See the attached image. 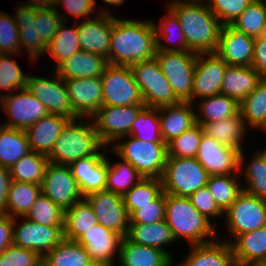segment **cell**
<instances>
[{"mask_svg":"<svg viewBox=\"0 0 266 266\" xmlns=\"http://www.w3.org/2000/svg\"><path fill=\"white\" fill-rule=\"evenodd\" d=\"M0 266H43V258L30 249L10 245L0 254Z\"/></svg>","mask_w":266,"mask_h":266,"instance_id":"56","label":"cell"},{"mask_svg":"<svg viewBox=\"0 0 266 266\" xmlns=\"http://www.w3.org/2000/svg\"><path fill=\"white\" fill-rule=\"evenodd\" d=\"M228 65L216 53H198L192 85V103L220 94L225 69Z\"/></svg>","mask_w":266,"mask_h":266,"instance_id":"19","label":"cell"},{"mask_svg":"<svg viewBox=\"0 0 266 266\" xmlns=\"http://www.w3.org/2000/svg\"><path fill=\"white\" fill-rule=\"evenodd\" d=\"M64 8L68 15L65 11H61ZM56 10L67 22L70 20L69 15L74 18L73 22H78L92 19L99 14L95 0H58Z\"/></svg>","mask_w":266,"mask_h":266,"instance_id":"53","label":"cell"},{"mask_svg":"<svg viewBox=\"0 0 266 266\" xmlns=\"http://www.w3.org/2000/svg\"><path fill=\"white\" fill-rule=\"evenodd\" d=\"M209 177L196 158L167 157L161 181L165 193L190 197L207 185Z\"/></svg>","mask_w":266,"mask_h":266,"instance_id":"6","label":"cell"},{"mask_svg":"<svg viewBox=\"0 0 266 266\" xmlns=\"http://www.w3.org/2000/svg\"><path fill=\"white\" fill-rule=\"evenodd\" d=\"M247 266H266V261H256L247 264Z\"/></svg>","mask_w":266,"mask_h":266,"instance_id":"64","label":"cell"},{"mask_svg":"<svg viewBox=\"0 0 266 266\" xmlns=\"http://www.w3.org/2000/svg\"><path fill=\"white\" fill-rule=\"evenodd\" d=\"M31 152L25 130L0 124V166L11 168Z\"/></svg>","mask_w":266,"mask_h":266,"instance_id":"39","label":"cell"},{"mask_svg":"<svg viewBox=\"0 0 266 266\" xmlns=\"http://www.w3.org/2000/svg\"><path fill=\"white\" fill-rule=\"evenodd\" d=\"M145 104L103 105L91 118L102 143L109 147L117 139L130 135L131 126Z\"/></svg>","mask_w":266,"mask_h":266,"instance_id":"13","label":"cell"},{"mask_svg":"<svg viewBox=\"0 0 266 266\" xmlns=\"http://www.w3.org/2000/svg\"><path fill=\"white\" fill-rule=\"evenodd\" d=\"M37 34L48 45L64 22L56 8L36 9Z\"/></svg>","mask_w":266,"mask_h":266,"instance_id":"57","label":"cell"},{"mask_svg":"<svg viewBox=\"0 0 266 266\" xmlns=\"http://www.w3.org/2000/svg\"><path fill=\"white\" fill-rule=\"evenodd\" d=\"M11 182L10 169L0 166V213L6 214L7 194Z\"/></svg>","mask_w":266,"mask_h":266,"instance_id":"61","label":"cell"},{"mask_svg":"<svg viewBox=\"0 0 266 266\" xmlns=\"http://www.w3.org/2000/svg\"><path fill=\"white\" fill-rule=\"evenodd\" d=\"M41 192L64 211L84 198L69 165L51 162L46 167Z\"/></svg>","mask_w":266,"mask_h":266,"instance_id":"15","label":"cell"},{"mask_svg":"<svg viewBox=\"0 0 266 266\" xmlns=\"http://www.w3.org/2000/svg\"><path fill=\"white\" fill-rule=\"evenodd\" d=\"M255 38L223 25L215 53L229 66H252Z\"/></svg>","mask_w":266,"mask_h":266,"instance_id":"22","label":"cell"},{"mask_svg":"<svg viewBox=\"0 0 266 266\" xmlns=\"http://www.w3.org/2000/svg\"><path fill=\"white\" fill-rule=\"evenodd\" d=\"M155 30L151 19L135 20L133 18L112 15V32L108 63L110 65L130 66L136 62L155 58Z\"/></svg>","mask_w":266,"mask_h":266,"instance_id":"1","label":"cell"},{"mask_svg":"<svg viewBox=\"0 0 266 266\" xmlns=\"http://www.w3.org/2000/svg\"><path fill=\"white\" fill-rule=\"evenodd\" d=\"M206 186L223 212L243 192V185L239 175L210 176Z\"/></svg>","mask_w":266,"mask_h":266,"instance_id":"45","label":"cell"},{"mask_svg":"<svg viewBox=\"0 0 266 266\" xmlns=\"http://www.w3.org/2000/svg\"><path fill=\"white\" fill-rule=\"evenodd\" d=\"M25 217L46 226H64L65 211L41 193Z\"/></svg>","mask_w":266,"mask_h":266,"instance_id":"51","label":"cell"},{"mask_svg":"<svg viewBox=\"0 0 266 266\" xmlns=\"http://www.w3.org/2000/svg\"><path fill=\"white\" fill-rule=\"evenodd\" d=\"M262 80L252 66H227L220 94L236 99L239 103L253 92Z\"/></svg>","mask_w":266,"mask_h":266,"instance_id":"31","label":"cell"},{"mask_svg":"<svg viewBox=\"0 0 266 266\" xmlns=\"http://www.w3.org/2000/svg\"><path fill=\"white\" fill-rule=\"evenodd\" d=\"M165 221L177 241L205 244L218 238V229L192 205L189 197L166 193Z\"/></svg>","mask_w":266,"mask_h":266,"instance_id":"3","label":"cell"},{"mask_svg":"<svg viewBox=\"0 0 266 266\" xmlns=\"http://www.w3.org/2000/svg\"><path fill=\"white\" fill-rule=\"evenodd\" d=\"M239 32L253 38L266 33V0H254L230 24Z\"/></svg>","mask_w":266,"mask_h":266,"instance_id":"46","label":"cell"},{"mask_svg":"<svg viewBox=\"0 0 266 266\" xmlns=\"http://www.w3.org/2000/svg\"><path fill=\"white\" fill-rule=\"evenodd\" d=\"M108 154L80 158L69 165L83 197L106 190Z\"/></svg>","mask_w":266,"mask_h":266,"instance_id":"24","label":"cell"},{"mask_svg":"<svg viewBox=\"0 0 266 266\" xmlns=\"http://www.w3.org/2000/svg\"><path fill=\"white\" fill-rule=\"evenodd\" d=\"M108 151L111 155L113 154V158L115 156L119 160L112 163L113 160L108 157L106 190L123 197L143 179V176L128 161L118 157L109 147Z\"/></svg>","mask_w":266,"mask_h":266,"instance_id":"37","label":"cell"},{"mask_svg":"<svg viewBox=\"0 0 266 266\" xmlns=\"http://www.w3.org/2000/svg\"><path fill=\"white\" fill-rule=\"evenodd\" d=\"M130 135L141 141L164 142L158 108L144 107L131 126Z\"/></svg>","mask_w":266,"mask_h":266,"instance_id":"49","label":"cell"},{"mask_svg":"<svg viewBox=\"0 0 266 266\" xmlns=\"http://www.w3.org/2000/svg\"><path fill=\"white\" fill-rule=\"evenodd\" d=\"M234 266H247V265H241V264L235 263Z\"/></svg>","mask_w":266,"mask_h":266,"instance_id":"67","label":"cell"},{"mask_svg":"<svg viewBox=\"0 0 266 266\" xmlns=\"http://www.w3.org/2000/svg\"><path fill=\"white\" fill-rule=\"evenodd\" d=\"M102 3H104V5H103V8H102V5H100V4H98L97 5V3H98V1L97 0H95V4H96V7H97V10H98V12H99V14H109V15H113V13L112 12H110V10L108 9V11H107V6L106 7H104L105 6V4H107V5H110V6H114V7H119V6H123V4H126L125 3V1H128V0H100ZM101 8V9H100Z\"/></svg>","mask_w":266,"mask_h":266,"instance_id":"63","label":"cell"},{"mask_svg":"<svg viewBox=\"0 0 266 266\" xmlns=\"http://www.w3.org/2000/svg\"><path fill=\"white\" fill-rule=\"evenodd\" d=\"M58 0H25L20 2L35 9L56 8Z\"/></svg>","mask_w":266,"mask_h":266,"instance_id":"62","label":"cell"},{"mask_svg":"<svg viewBox=\"0 0 266 266\" xmlns=\"http://www.w3.org/2000/svg\"><path fill=\"white\" fill-rule=\"evenodd\" d=\"M0 53L21 55L19 28L15 18L3 11L0 12Z\"/></svg>","mask_w":266,"mask_h":266,"instance_id":"52","label":"cell"},{"mask_svg":"<svg viewBox=\"0 0 266 266\" xmlns=\"http://www.w3.org/2000/svg\"><path fill=\"white\" fill-rule=\"evenodd\" d=\"M80 48L107 58L112 32V15L98 14L96 17L77 22Z\"/></svg>","mask_w":266,"mask_h":266,"instance_id":"23","label":"cell"},{"mask_svg":"<svg viewBox=\"0 0 266 266\" xmlns=\"http://www.w3.org/2000/svg\"><path fill=\"white\" fill-rule=\"evenodd\" d=\"M230 244L238 264L266 261V226L240 234Z\"/></svg>","mask_w":266,"mask_h":266,"instance_id":"36","label":"cell"},{"mask_svg":"<svg viewBox=\"0 0 266 266\" xmlns=\"http://www.w3.org/2000/svg\"><path fill=\"white\" fill-rule=\"evenodd\" d=\"M165 6L178 18L187 51L215 53L223 24L204 0H169Z\"/></svg>","mask_w":266,"mask_h":266,"instance_id":"2","label":"cell"},{"mask_svg":"<svg viewBox=\"0 0 266 266\" xmlns=\"http://www.w3.org/2000/svg\"><path fill=\"white\" fill-rule=\"evenodd\" d=\"M13 218L0 213V254L12 245Z\"/></svg>","mask_w":266,"mask_h":266,"instance_id":"60","label":"cell"},{"mask_svg":"<svg viewBox=\"0 0 266 266\" xmlns=\"http://www.w3.org/2000/svg\"><path fill=\"white\" fill-rule=\"evenodd\" d=\"M41 193V185L12 180L7 194L6 214L12 218L26 216Z\"/></svg>","mask_w":266,"mask_h":266,"instance_id":"42","label":"cell"},{"mask_svg":"<svg viewBox=\"0 0 266 266\" xmlns=\"http://www.w3.org/2000/svg\"><path fill=\"white\" fill-rule=\"evenodd\" d=\"M130 68L146 107L159 108L180 102L174 95L156 58L136 62L131 64Z\"/></svg>","mask_w":266,"mask_h":266,"instance_id":"8","label":"cell"},{"mask_svg":"<svg viewBox=\"0 0 266 266\" xmlns=\"http://www.w3.org/2000/svg\"><path fill=\"white\" fill-rule=\"evenodd\" d=\"M126 238L138 245L163 250L174 259V252L171 254L168 247H172L177 241L165 220L150 224L129 223Z\"/></svg>","mask_w":266,"mask_h":266,"instance_id":"30","label":"cell"},{"mask_svg":"<svg viewBox=\"0 0 266 266\" xmlns=\"http://www.w3.org/2000/svg\"><path fill=\"white\" fill-rule=\"evenodd\" d=\"M63 229L64 226L42 225L25 216L15 217L13 218L12 245L30 249L43 258L64 239Z\"/></svg>","mask_w":266,"mask_h":266,"instance_id":"11","label":"cell"},{"mask_svg":"<svg viewBox=\"0 0 266 266\" xmlns=\"http://www.w3.org/2000/svg\"><path fill=\"white\" fill-rule=\"evenodd\" d=\"M166 193L163 191L151 204L139 206L129 217L130 223L150 224L165 220Z\"/></svg>","mask_w":266,"mask_h":266,"instance_id":"58","label":"cell"},{"mask_svg":"<svg viewBox=\"0 0 266 266\" xmlns=\"http://www.w3.org/2000/svg\"><path fill=\"white\" fill-rule=\"evenodd\" d=\"M259 149L248 160L245 149L240 152L239 176L243 191L266 201V149Z\"/></svg>","mask_w":266,"mask_h":266,"instance_id":"27","label":"cell"},{"mask_svg":"<svg viewBox=\"0 0 266 266\" xmlns=\"http://www.w3.org/2000/svg\"><path fill=\"white\" fill-rule=\"evenodd\" d=\"M64 21L59 30L54 35L52 41L47 45L46 55L52 59V70H55L62 62L67 60L72 54L81 50L77 31V22L73 25ZM54 64V65H53Z\"/></svg>","mask_w":266,"mask_h":266,"instance_id":"38","label":"cell"},{"mask_svg":"<svg viewBox=\"0 0 266 266\" xmlns=\"http://www.w3.org/2000/svg\"><path fill=\"white\" fill-rule=\"evenodd\" d=\"M98 224L92 207L85 198L65 210L64 239L76 241L83 233Z\"/></svg>","mask_w":266,"mask_h":266,"instance_id":"40","label":"cell"},{"mask_svg":"<svg viewBox=\"0 0 266 266\" xmlns=\"http://www.w3.org/2000/svg\"><path fill=\"white\" fill-rule=\"evenodd\" d=\"M69 121L70 119L67 117L48 114L33 123L25 130L30 150L48 156Z\"/></svg>","mask_w":266,"mask_h":266,"instance_id":"28","label":"cell"},{"mask_svg":"<svg viewBox=\"0 0 266 266\" xmlns=\"http://www.w3.org/2000/svg\"><path fill=\"white\" fill-rule=\"evenodd\" d=\"M48 163L47 155L31 151L10 168L11 178L13 181L41 185Z\"/></svg>","mask_w":266,"mask_h":266,"instance_id":"44","label":"cell"},{"mask_svg":"<svg viewBox=\"0 0 266 266\" xmlns=\"http://www.w3.org/2000/svg\"><path fill=\"white\" fill-rule=\"evenodd\" d=\"M224 241L231 243L238 235L266 226V201L243 191L224 212ZM230 240H228V238ZM227 239V240H226Z\"/></svg>","mask_w":266,"mask_h":266,"instance_id":"7","label":"cell"},{"mask_svg":"<svg viewBox=\"0 0 266 266\" xmlns=\"http://www.w3.org/2000/svg\"><path fill=\"white\" fill-rule=\"evenodd\" d=\"M189 199L198 212H200L218 229L217 225L219 224L217 222L219 221L220 224L223 222L222 219H224V212L216 204L215 199L207 186L194 192ZM218 218H221V220Z\"/></svg>","mask_w":266,"mask_h":266,"instance_id":"54","label":"cell"},{"mask_svg":"<svg viewBox=\"0 0 266 266\" xmlns=\"http://www.w3.org/2000/svg\"><path fill=\"white\" fill-rule=\"evenodd\" d=\"M158 115L166 144L197 124L194 105L188 101L159 107Z\"/></svg>","mask_w":266,"mask_h":266,"instance_id":"26","label":"cell"},{"mask_svg":"<svg viewBox=\"0 0 266 266\" xmlns=\"http://www.w3.org/2000/svg\"><path fill=\"white\" fill-rule=\"evenodd\" d=\"M155 58L180 101L192 103V85L197 53L192 51H156Z\"/></svg>","mask_w":266,"mask_h":266,"instance_id":"9","label":"cell"},{"mask_svg":"<svg viewBox=\"0 0 266 266\" xmlns=\"http://www.w3.org/2000/svg\"><path fill=\"white\" fill-rule=\"evenodd\" d=\"M173 258L158 248L138 245L123 238L116 266H166Z\"/></svg>","mask_w":266,"mask_h":266,"instance_id":"33","label":"cell"},{"mask_svg":"<svg viewBox=\"0 0 266 266\" xmlns=\"http://www.w3.org/2000/svg\"><path fill=\"white\" fill-rule=\"evenodd\" d=\"M109 148L128 161L143 178H162L167 160L165 142L141 141L128 135L117 139Z\"/></svg>","mask_w":266,"mask_h":266,"instance_id":"5","label":"cell"},{"mask_svg":"<svg viewBox=\"0 0 266 266\" xmlns=\"http://www.w3.org/2000/svg\"><path fill=\"white\" fill-rule=\"evenodd\" d=\"M212 242L189 245L188 254L179 261L181 266H234L236 261L231 244L219 235ZM221 239V240H219ZM186 257V258H185Z\"/></svg>","mask_w":266,"mask_h":266,"instance_id":"25","label":"cell"},{"mask_svg":"<svg viewBox=\"0 0 266 266\" xmlns=\"http://www.w3.org/2000/svg\"><path fill=\"white\" fill-rule=\"evenodd\" d=\"M223 25H230L254 0H204Z\"/></svg>","mask_w":266,"mask_h":266,"instance_id":"55","label":"cell"},{"mask_svg":"<svg viewBox=\"0 0 266 266\" xmlns=\"http://www.w3.org/2000/svg\"><path fill=\"white\" fill-rule=\"evenodd\" d=\"M70 103L79 118H92L103 106L101 77L64 80Z\"/></svg>","mask_w":266,"mask_h":266,"instance_id":"20","label":"cell"},{"mask_svg":"<svg viewBox=\"0 0 266 266\" xmlns=\"http://www.w3.org/2000/svg\"><path fill=\"white\" fill-rule=\"evenodd\" d=\"M17 54L0 55V99L14 91L26 88L28 72L23 71L14 58Z\"/></svg>","mask_w":266,"mask_h":266,"instance_id":"47","label":"cell"},{"mask_svg":"<svg viewBox=\"0 0 266 266\" xmlns=\"http://www.w3.org/2000/svg\"><path fill=\"white\" fill-rule=\"evenodd\" d=\"M202 128L204 134L224 145L233 147L240 152L246 148L244 140L249 134L241 112L220 121L204 123Z\"/></svg>","mask_w":266,"mask_h":266,"instance_id":"32","label":"cell"},{"mask_svg":"<svg viewBox=\"0 0 266 266\" xmlns=\"http://www.w3.org/2000/svg\"><path fill=\"white\" fill-rule=\"evenodd\" d=\"M240 112L246 128L255 133L266 119V78L240 102Z\"/></svg>","mask_w":266,"mask_h":266,"instance_id":"43","label":"cell"},{"mask_svg":"<svg viewBox=\"0 0 266 266\" xmlns=\"http://www.w3.org/2000/svg\"><path fill=\"white\" fill-rule=\"evenodd\" d=\"M159 22L151 19L155 30L156 51H187V41L176 15L166 6ZM167 42V43H166Z\"/></svg>","mask_w":266,"mask_h":266,"instance_id":"34","label":"cell"},{"mask_svg":"<svg viewBox=\"0 0 266 266\" xmlns=\"http://www.w3.org/2000/svg\"><path fill=\"white\" fill-rule=\"evenodd\" d=\"M252 67L262 78H266V33L254 40Z\"/></svg>","mask_w":266,"mask_h":266,"instance_id":"59","label":"cell"},{"mask_svg":"<svg viewBox=\"0 0 266 266\" xmlns=\"http://www.w3.org/2000/svg\"><path fill=\"white\" fill-rule=\"evenodd\" d=\"M103 105L130 106L144 104L130 66L108 65L101 76Z\"/></svg>","mask_w":266,"mask_h":266,"instance_id":"12","label":"cell"},{"mask_svg":"<svg viewBox=\"0 0 266 266\" xmlns=\"http://www.w3.org/2000/svg\"><path fill=\"white\" fill-rule=\"evenodd\" d=\"M50 70L53 75L49 77L28 74L26 89L45 105L49 114L64 116L70 120L79 118L73 111L64 79L55 70Z\"/></svg>","mask_w":266,"mask_h":266,"instance_id":"10","label":"cell"},{"mask_svg":"<svg viewBox=\"0 0 266 266\" xmlns=\"http://www.w3.org/2000/svg\"><path fill=\"white\" fill-rule=\"evenodd\" d=\"M17 4L13 16L19 28L21 56L26 54L30 64L36 66L39 59L43 56L45 58L47 44L37 34L36 9L22 3Z\"/></svg>","mask_w":266,"mask_h":266,"instance_id":"21","label":"cell"},{"mask_svg":"<svg viewBox=\"0 0 266 266\" xmlns=\"http://www.w3.org/2000/svg\"><path fill=\"white\" fill-rule=\"evenodd\" d=\"M163 192L162 181L158 178H143L124 196L123 201L129 216L139 206L151 204Z\"/></svg>","mask_w":266,"mask_h":266,"instance_id":"48","label":"cell"},{"mask_svg":"<svg viewBox=\"0 0 266 266\" xmlns=\"http://www.w3.org/2000/svg\"><path fill=\"white\" fill-rule=\"evenodd\" d=\"M108 65L107 58L80 50L62 62L55 72L64 80L101 77Z\"/></svg>","mask_w":266,"mask_h":266,"instance_id":"29","label":"cell"},{"mask_svg":"<svg viewBox=\"0 0 266 266\" xmlns=\"http://www.w3.org/2000/svg\"><path fill=\"white\" fill-rule=\"evenodd\" d=\"M204 131L200 124L194 125L167 143V157L195 158Z\"/></svg>","mask_w":266,"mask_h":266,"instance_id":"50","label":"cell"},{"mask_svg":"<svg viewBox=\"0 0 266 266\" xmlns=\"http://www.w3.org/2000/svg\"><path fill=\"white\" fill-rule=\"evenodd\" d=\"M95 213L98 223L123 238L126 237L130 217L123 197L108 190L90 193L84 197Z\"/></svg>","mask_w":266,"mask_h":266,"instance_id":"16","label":"cell"},{"mask_svg":"<svg viewBox=\"0 0 266 266\" xmlns=\"http://www.w3.org/2000/svg\"><path fill=\"white\" fill-rule=\"evenodd\" d=\"M195 103L193 105L196 122L201 126L204 123L233 117L240 112V103L236 99L222 94L201 98L195 101Z\"/></svg>","mask_w":266,"mask_h":266,"instance_id":"35","label":"cell"},{"mask_svg":"<svg viewBox=\"0 0 266 266\" xmlns=\"http://www.w3.org/2000/svg\"><path fill=\"white\" fill-rule=\"evenodd\" d=\"M176 259H173L169 264H167L166 266H181L178 262V259L177 261L175 262ZM175 262V263H174ZM178 262V263H177Z\"/></svg>","mask_w":266,"mask_h":266,"instance_id":"66","label":"cell"},{"mask_svg":"<svg viewBox=\"0 0 266 266\" xmlns=\"http://www.w3.org/2000/svg\"><path fill=\"white\" fill-rule=\"evenodd\" d=\"M240 151L203 133L196 155L210 176L239 175Z\"/></svg>","mask_w":266,"mask_h":266,"instance_id":"17","label":"cell"},{"mask_svg":"<svg viewBox=\"0 0 266 266\" xmlns=\"http://www.w3.org/2000/svg\"><path fill=\"white\" fill-rule=\"evenodd\" d=\"M123 237L97 224L83 233L76 242L86 248L90 259L98 266H116Z\"/></svg>","mask_w":266,"mask_h":266,"instance_id":"18","label":"cell"},{"mask_svg":"<svg viewBox=\"0 0 266 266\" xmlns=\"http://www.w3.org/2000/svg\"><path fill=\"white\" fill-rule=\"evenodd\" d=\"M0 108L4 112V116L8 118L4 123L0 120V124L21 130H26L33 123L49 114L45 105L26 88L2 97Z\"/></svg>","mask_w":266,"mask_h":266,"instance_id":"14","label":"cell"},{"mask_svg":"<svg viewBox=\"0 0 266 266\" xmlns=\"http://www.w3.org/2000/svg\"><path fill=\"white\" fill-rule=\"evenodd\" d=\"M260 132L261 133V131H262V133H263V131L266 133V119H265V122L261 125V127L257 130V132ZM264 149H266V146L265 147H263Z\"/></svg>","mask_w":266,"mask_h":266,"instance_id":"65","label":"cell"},{"mask_svg":"<svg viewBox=\"0 0 266 266\" xmlns=\"http://www.w3.org/2000/svg\"><path fill=\"white\" fill-rule=\"evenodd\" d=\"M43 266H95V263L84 246L63 239L43 257Z\"/></svg>","mask_w":266,"mask_h":266,"instance_id":"41","label":"cell"},{"mask_svg":"<svg viewBox=\"0 0 266 266\" xmlns=\"http://www.w3.org/2000/svg\"><path fill=\"white\" fill-rule=\"evenodd\" d=\"M108 151L99 138L91 118L70 120L55 141L49 162L59 165H70L80 158L94 155H105Z\"/></svg>","mask_w":266,"mask_h":266,"instance_id":"4","label":"cell"}]
</instances>
